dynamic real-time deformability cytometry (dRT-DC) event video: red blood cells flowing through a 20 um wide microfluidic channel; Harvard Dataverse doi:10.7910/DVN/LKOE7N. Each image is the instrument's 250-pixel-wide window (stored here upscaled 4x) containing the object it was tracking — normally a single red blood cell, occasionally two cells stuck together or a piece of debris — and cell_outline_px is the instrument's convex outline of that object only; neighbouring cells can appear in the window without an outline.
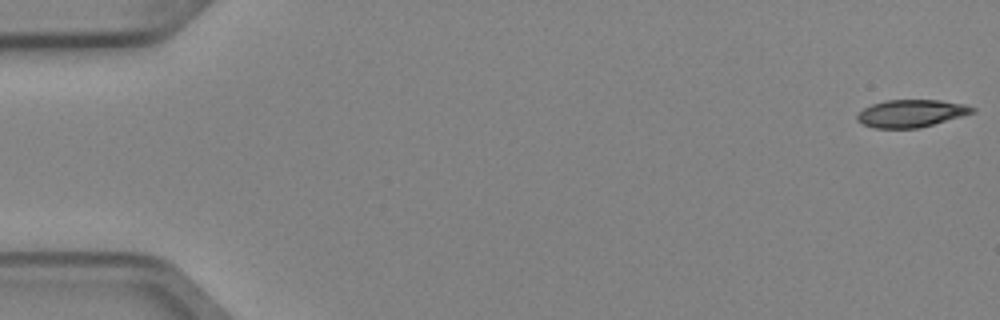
{"species": "Egyptian fruit bat (a non-hibernating species)", "species_latin": "Rousettus aegyptiacus", "temperature_condition": "cold", "stored_images_in_passage": 6, "segment_of_instrument_passage": [1, 2], "camera_frame_rate_fps": 3000, "um_per_image_px": 0.085, "animal": {"sex": "female"}, "frame": {"image": 1, "passage_image": 1, "time_ms": 0.0, "image_size_px": [1000, 320], "cell_outline_px": [[976, 112], [932, 124], [916, 128], [876, 128], [864, 124], [856, 120], [856, 116], [864, 108], [872, 104], [884, 100], [940, 100], [964, 104], [976, 108]], "centroid_in_image_um": [77.45, 9.62], "position_along_channel_um": 7.6, "area_um2": 18.26}}
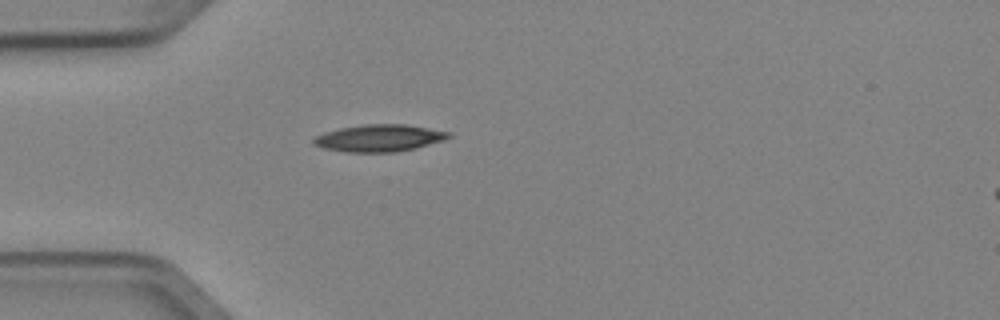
{"frame": {"image": 2, "passage_image": 5, "time_ms": 1.333, "image_size_px": [1000, 320], "cell_outline_px": [[452, 136], [444, 140], [396, 152], [348, 152], [324, 148], [312, 144], [312, 140], [316, 136], [324, 132], [340, 128], [364, 124], [408, 124], [452, 132]], "centroid_in_image_um": [32.24, 11.72], "position_along_channel_um": 52.8, "area_um2": 21.27}}